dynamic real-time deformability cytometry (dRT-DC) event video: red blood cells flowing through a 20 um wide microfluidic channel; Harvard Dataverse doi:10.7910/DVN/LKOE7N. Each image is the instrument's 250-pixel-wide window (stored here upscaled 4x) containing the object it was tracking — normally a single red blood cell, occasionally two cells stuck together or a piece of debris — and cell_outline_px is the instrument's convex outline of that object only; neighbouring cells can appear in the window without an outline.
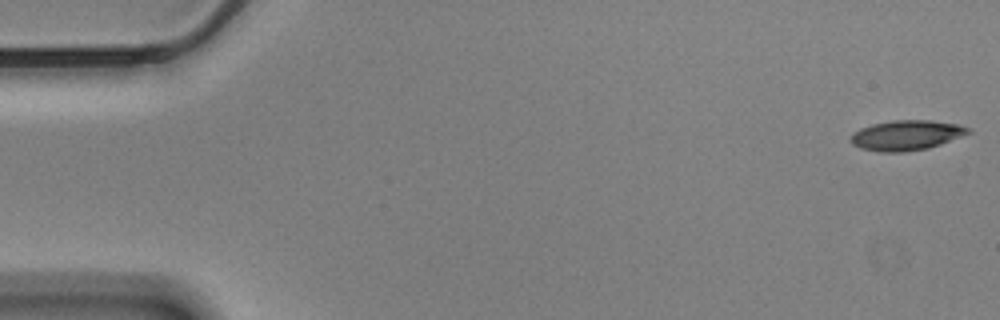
{"species": "Egyptian fruit bat (a non-hibernating species)", "species_latin": "Rousettus aegyptiacus", "temperature_condition": "cold", "stored_images_in_passage": 57, "camera_frame_rate_fps": 3000, "um_per_image_px": 0.085, "animal": {"sex": "male"}, "frame": {"image": 1, "passage_image": 1, "time_ms": 0.0, "image_size_px": [1000, 320], "cell_outline_px": [[972, 132], [940, 144], [928, 148], [904, 152], [880, 152], [860, 148], [852, 144], [848, 140], [860, 128], [872, 124], [892, 120], [928, 120], [960, 124], [972, 128]], "centroid_in_image_um": [77.06, 11.49], "position_along_channel_um": 7.9, "area_um2": 20.63}}
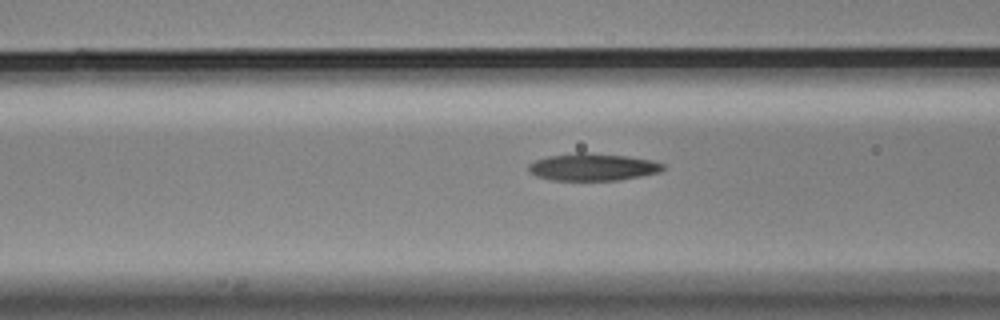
{"frame": {"image": 2, "passage_image": 22, "time_ms": 7.0, "image_size_px": [1000, 320], "cell_outline_px": [[664, 168], [660, 172], [640, 176], [616, 180], [552, 180], [536, 176], [528, 172], [528, 164], [532, 160], [548, 156], [576, 152], [592, 152], [624, 156], [652, 160], [664, 164]], "centroid_in_image_um": [50.32, 14.18], "position_along_channel_um": 116.3, "area_um2": 21.5}}
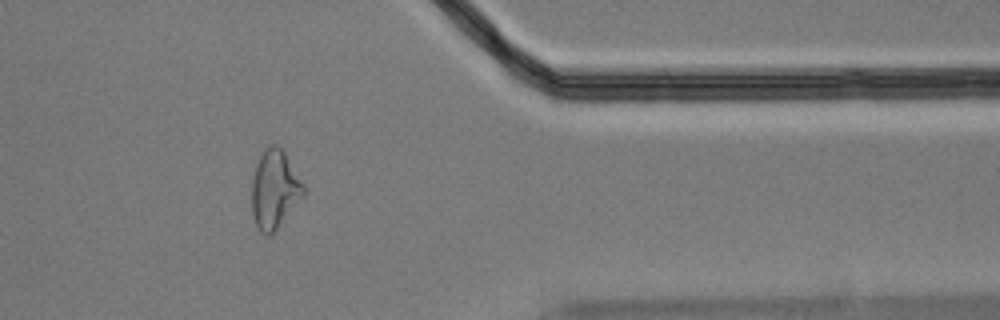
{"frame": {"image": 3, "passage_image": 47, "time_ms": 15.333, "image_size_px": [1000, 320], "cell_outline_px": [[304, 196], [272, 236], [268, 236], [260, 232], [256, 224], [252, 212], [252, 180], [256, 164], [260, 156], [268, 144], [276, 144], [284, 152], [304, 184]], "centroid_in_image_um": [23.34, 16.13], "position_along_channel_um": 388.1, "area_um2": 23.76}, "authors_computed_cell_mechanics": {"area_um2": 21.2704, "velocity_mm_per_s": 3.4724, "shape_relaxation_time_tau1_ms": 10.1786, "shape_relaxation_time_tau2_ms": 3.1723, "deformation_change_tau1": 0.2265, "deformation_change_tau2": 0.1236}}